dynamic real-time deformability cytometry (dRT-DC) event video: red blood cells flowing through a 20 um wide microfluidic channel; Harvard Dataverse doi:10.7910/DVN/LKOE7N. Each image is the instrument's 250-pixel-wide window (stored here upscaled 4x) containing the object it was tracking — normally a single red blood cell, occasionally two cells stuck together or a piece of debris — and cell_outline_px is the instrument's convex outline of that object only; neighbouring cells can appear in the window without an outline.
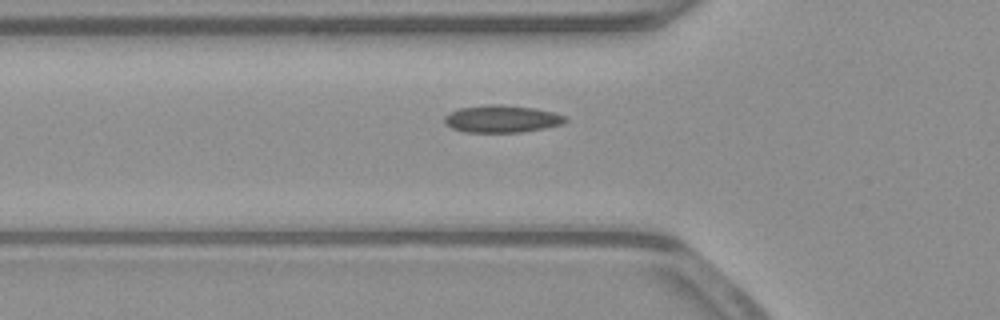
{"species": "common noctule bat (a hibernating species)", "species_latin": "Nyctalus noctula", "temperature_condition": "warm", "stored_images_in_passage": 38, "camera_frame_rate_fps": 3000, "um_per_image_px": 0.085, "animal": {"sex": "male", "body_mass_g": 23.1, "forearm_length_mm": 52.7}, "frame": {"image": 1, "passage_image": 4, "time_ms": 1.0, "image_size_px": [1000, 320], "cell_outline_px": [[568, 120], [560, 124], [544, 128], [520, 132], [464, 132], [452, 128], [444, 124], [444, 116], [460, 108], [484, 104], [504, 104], [536, 108], [568, 116]], "centroid_in_image_um": [42.65, 10.09], "position_along_channel_um": 83.2, "area_um2": 19.36}}
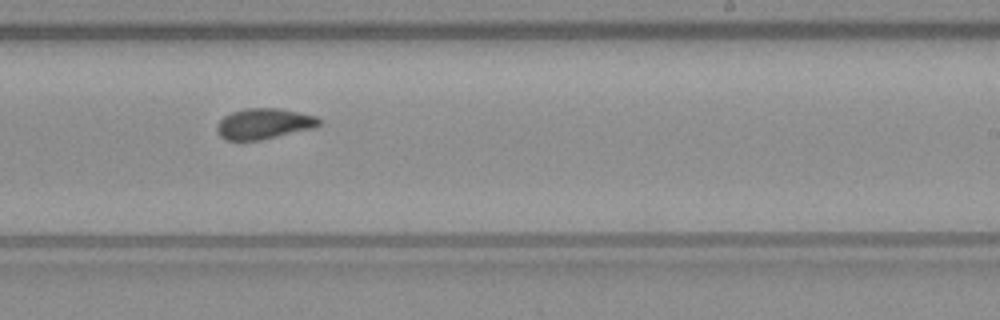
{"frame": {"image": 2, "passage_image": 18, "time_ms": 5.667, "image_size_px": [1000, 320], "cell_outline_px": [[324, 120], [316, 128], [260, 140], [224, 140], [216, 132], [216, 124], [224, 116], [232, 112], [244, 108], [280, 108], [300, 112], [316, 116]], "centroid_in_image_um": [22.46, 10.51], "position_along_channel_um": 266.5, "area_um2": 18.61}}
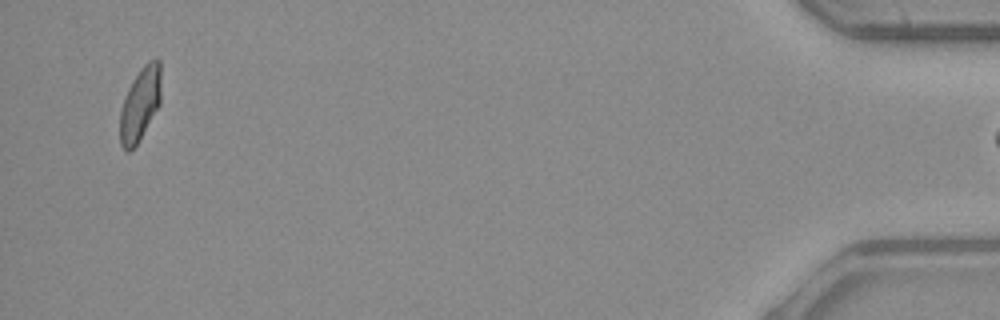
{"frame": {"image": 3, "passage_image": 37, "time_ms": 12.0, "image_size_px": [1000, 320], "cell_outline_px": [[160, 104], [136, 144], [128, 152], [120, 144], [120, 112], [128, 88], [132, 80], [140, 68], [148, 60], [156, 56], [160, 60]], "centroid_in_image_um": [11.92, 8.77], "position_along_channel_um": 423.3, "area_um2": 17.4}}